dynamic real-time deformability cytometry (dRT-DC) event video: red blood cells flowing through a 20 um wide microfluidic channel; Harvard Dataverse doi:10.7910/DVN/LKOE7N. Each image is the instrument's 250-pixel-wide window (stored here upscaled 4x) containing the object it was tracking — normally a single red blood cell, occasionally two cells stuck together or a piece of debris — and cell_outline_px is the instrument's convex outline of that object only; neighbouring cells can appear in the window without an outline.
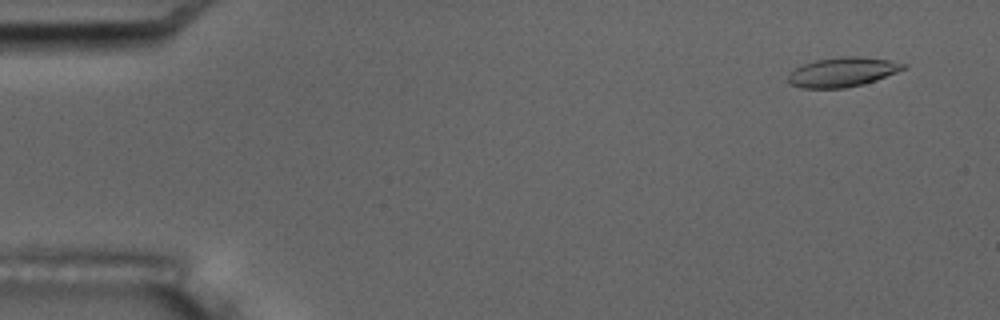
{"species": "common noctule bat (a hibernating species)", "species_latin": "Nyctalus noctula", "temperature_condition": "room temperature", "stored_images_in_passage": 6, "camera_frame_rate_fps": 3000, "um_per_image_px": 0.085, "animal": {"sex": "male", "body_mass_g": 17.5, "forearm_length_mm": 52.3}, "frame": {"image": 1, "passage_image": 1, "time_ms": 0.0, "image_size_px": [1000, 320], "cell_outline_px": [[908, 64], [904, 68], [896, 72], [876, 80], [844, 88], [800, 88], [788, 84], [788, 76], [796, 68], [804, 64], [816, 60], [840, 56], [860, 56], [888, 60]], "centroid_in_image_um": [71.59, 6.12], "position_along_channel_um": 13.4, "area_um2": 19.59}}
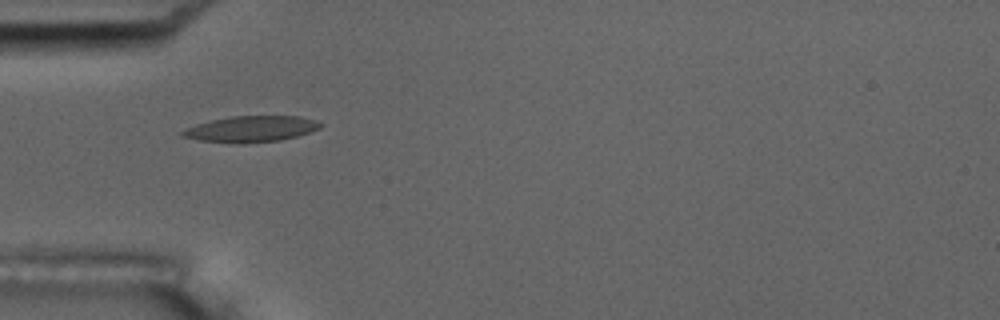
{"frame": {"image": 2, "passage_image": 5, "time_ms": 4.667, "image_size_px": [1000, 320], "cell_outline_px": [[324, 124], [320, 128], [312, 132], [280, 140], [200, 140], [180, 136], [180, 132], [184, 128], [196, 124], [228, 116], [300, 116], [316, 120]], "centroid_in_image_um": [21.4, 10.9], "position_along_channel_um": 63.6, "area_um2": 20.0}}